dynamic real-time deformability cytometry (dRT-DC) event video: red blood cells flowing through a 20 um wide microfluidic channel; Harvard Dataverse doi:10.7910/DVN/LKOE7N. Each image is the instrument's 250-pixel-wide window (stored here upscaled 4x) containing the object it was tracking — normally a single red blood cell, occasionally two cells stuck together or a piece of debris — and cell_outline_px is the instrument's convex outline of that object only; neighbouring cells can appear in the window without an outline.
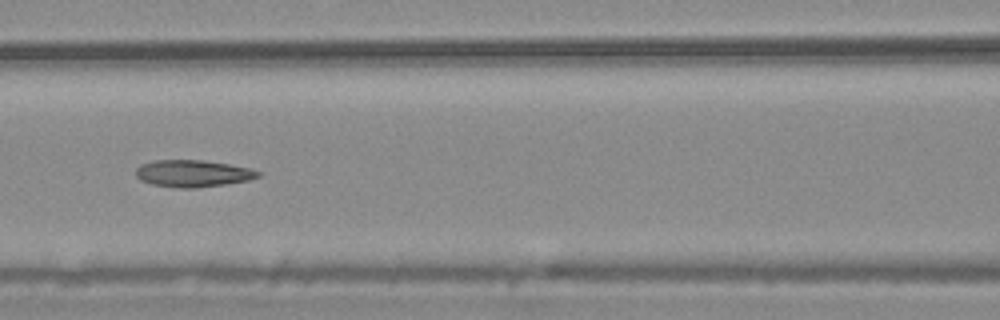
{"species": "common noctule bat (a hibernating species)", "species_latin": "Nyctalus noctula", "temperature_condition": "warm", "stored_images_in_passage": 8, "camera_frame_rate_fps": 3000, "um_per_image_px": 0.085, "animal": {"sex": "male", "body_mass_g": 20.4}, "frame": {"image": 1, "passage_image": 7, "time_ms": 2.0, "image_size_px": [1000, 320], "cell_outline_px": [[260, 176], [248, 180], [224, 184], [196, 188], [180, 188], [152, 184], [140, 180], [136, 176], [136, 168], [140, 164], [152, 160], [204, 160], [252, 168], [260, 172]], "centroid_in_image_um": [16.37, 14.73], "position_along_channel_um": 150.2, "area_um2": 19.25}}
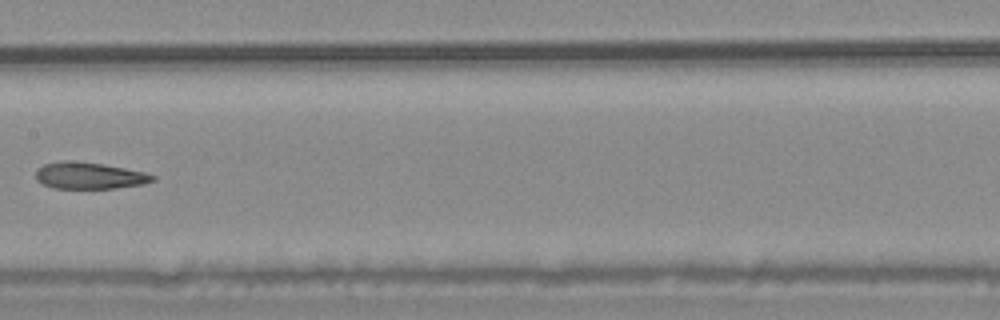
{"frame": {"image": 2, "passage_image": 8, "time_ms": 2.333, "image_size_px": [1000, 320], "cell_outline_px": [[156, 180], [144, 184], [116, 188], [52, 188], [36, 180], [36, 168], [44, 164], [64, 160], [68, 160], [104, 164], [148, 172], [156, 176]], "centroid_in_image_um": [7.63, 14.92], "position_along_channel_um": 199.8, "area_um2": 18.38}}